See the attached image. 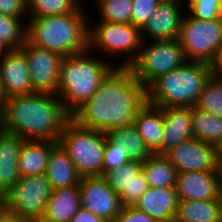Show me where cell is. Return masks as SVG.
<instances>
[{"mask_svg": "<svg viewBox=\"0 0 222 222\" xmlns=\"http://www.w3.org/2000/svg\"><path fill=\"white\" fill-rule=\"evenodd\" d=\"M164 156L176 168L177 173L216 171L218 166L215 146L193 137L170 149Z\"/></svg>", "mask_w": 222, "mask_h": 222, "instance_id": "cell-13", "label": "cell"}, {"mask_svg": "<svg viewBox=\"0 0 222 222\" xmlns=\"http://www.w3.org/2000/svg\"><path fill=\"white\" fill-rule=\"evenodd\" d=\"M10 51L11 49L0 40V62L2 61L3 57Z\"/></svg>", "mask_w": 222, "mask_h": 222, "instance_id": "cell-44", "label": "cell"}, {"mask_svg": "<svg viewBox=\"0 0 222 222\" xmlns=\"http://www.w3.org/2000/svg\"><path fill=\"white\" fill-rule=\"evenodd\" d=\"M215 151L218 162H222V138L215 145Z\"/></svg>", "mask_w": 222, "mask_h": 222, "instance_id": "cell-43", "label": "cell"}, {"mask_svg": "<svg viewBox=\"0 0 222 222\" xmlns=\"http://www.w3.org/2000/svg\"><path fill=\"white\" fill-rule=\"evenodd\" d=\"M161 0H133L132 25L142 29Z\"/></svg>", "mask_w": 222, "mask_h": 222, "instance_id": "cell-35", "label": "cell"}, {"mask_svg": "<svg viewBox=\"0 0 222 222\" xmlns=\"http://www.w3.org/2000/svg\"><path fill=\"white\" fill-rule=\"evenodd\" d=\"M210 66L212 76L222 79V47L218 50L216 57Z\"/></svg>", "mask_w": 222, "mask_h": 222, "instance_id": "cell-40", "label": "cell"}, {"mask_svg": "<svg viewBox=\"0 0 222 222\" xmlns=\"http://www.w3.org/2000/svg\"><path fill=\"white\" fill-rule=\"evenodd\" d=\"M192 135L215 146L222 138V118L191 107Z\"/></svg>", "mask_w": 222, "mask_h": 222, "instance_id": "cell-27", "label": "cell"}, {"mask_svg": "<svg viewBox=\"0 0 222 222\" xmlns=\"http://www.w3.org/2000/svg\"><path fill=\"white\" fill-rule=\"evenodd\" d=\"M83 6L59 16L27 17V40L63 57L86 52L91 18Z\"/></svg>", "mask_w": 222, "mask_h": 222, "instance_id": "cell-3", "label": "cell"}, {"mask_svg": "<svg viewBox=\"0 0 222 222\" xmlns=\"http://www.w3.org/2000/svg\"><path fill=\"white\" fill-rule=\"evenodd\" d=\"M216 171L218 175L219 197L222 199V162H218Z\"/></svg>", "mask_w": 222, "mask_h": 222, "instance_id": "cell-42", "label": "cell"}, {"mask_svg": "<svg viewBox=\"0 0 222 222\" xmlns=\"http://www.w3.org/2000/svg\"><path fill=\"white\" fill-rule=\"evenodd\" d=\"M179 201L176 187H149L133 207L156 222H174Z\"/></svg>", "mask_w": 222, "mask_h": 222, "instance_id": "cell-17", "label": "cell"}, {"mask_svg": "<svg viewBox=\"0 0 222 222\" xmlns=\"http://www.w3.org/2000/svg\"><path fill=\"white\" fill-rule=\"evenodd\" d=\"M142 169V163L129 160L124 165L106 172L103 177L116 194L130 193V183L135 174Z\"/></svg>", "mask_w": 222, "mask_h": 222, "instance_id": "cell-31", "label": "cell"}, {"mask_svg": "<svg viewBox=\"0 0 222 222\" xmlns=\"http://www.w3.org/2000/svg\"><path fill=\"white\" fill-rule=\"evenodd\" d=\"M195 107L213 116L222 118V79L211 75Z\"/></svg>", "mask_w": 222, "mask_h": 222, "instance_id": "cell-30", "label": "cell"}, {"mask_svg": "<svg viewBox=\"0 0 222 222\" xmlns=\"http://www.w3.org/2000/svg\"><path fill=\"white\" fill-rule=\"evenodd\" d=\"M186 62L178 39L146 42L143 40L135 61L128 69L135 79L147 88L155 79L183 66Z\"/></svg>", "mask_w": 222, "mask_h": 222, "instance_id": "cell-8", "label": "cell"}, {"mask_svg": "<svg viewBox=\"0 0 222 222\" xmlns=\"http://www.w3.org/2000/svg\"><path fill=\"white\" fill-rule=\"evenodd\" d=\"M174 222H222V199L180 200Z\"/></svg>", "mask_w": 222, "mask_h": 222, "instance_id": "cell-24", "label": "cell"}, {"mask_svg": "<svg viewBox=\"0 0 222 222\" xmlns=\"http://www.w3.org/2000/svg\"><path fill=\"white\" fill-rule=\"evenodd\" d=\"M188 14L197 19L211 21L222 17V0H186Z\"/></svg>", "mask_w": 222, "mask_h": 222, "instance_id": "cell-33", "label": "cell"}, {"mask_svg": "<svg viewBox=\"0 0 222 222\" xmlns=\"http://www.w3.org/2000/svg\"><path fill=\"white\" fill-rule=\"evenodd\" d=\"M80 208L79 185L53 189L38 222H70Z\"/></svg>", "mask_w": 222, "mask_h": 222, "instance_id": "cell-20", "label": "cell"}, {"mask_svg": "<svg viewBox=\"0 0 222 222\" xmlns=\"http://www.w3.org/2000/svg\"><path fill=\"white\" fill-rule=\"evenodd\" d=\"M113 222H156L148 214L137 210L133 206H123Z\"/></svg>", "mask_w": 222, "mask_h": 222, "instance_id": "cell-38", "label": "cell"}, {"mask_svg": "<svg viewBox=\"0 0 222 222\" xmlns=\"http://www.w3.org/2000/svg\"><path fill=\"white\" fill-rule=\"evenodd\" d=\"M184 16L178 41L185 58L211 64L222 47V17L204 21L187 13Z\"/></svg>", "mask_w": 222, "mask_h": 222, "instance_id": "cell-9", "label": "cell"}, {"mask_svg": "<svg viewBox=\"0 0 222 222\" xmlns=\"http://www.w3.org/2000/svg\"><path fill=\"white\" fill-rule=\"evenodd\" d=\"M94 1H95V3H98L97 5H99L100 3H102V2H104L106 0H94Z\"/></svg>", "mask_w": 222, "mask_h": 222, "instance_id": "cell-47", "label": "cell"}, {"mask_svg": "<svg viewBox=\"0 0 222 222\" xmlns=\"http://www.w3.org/2000/svg\"><path fill=\"white\" fill-rule=\"evenodd\" d=\"M103 59L93 57L89 49L63 58L56 95L70 115L93 96L116 68V64Z\"/></svg>", "mask_w": 222, "mask_h": 222, "instance_id": "cell-4", "label": "cell"}, {"mask_svg": "<svg viewBox=\"0 0 222 222\" xmlns=\"http://www.w3.org/2000/svg\"><path fill=\"white\" fill-rule=\"evenodd\" d=\"M0 14L22 18L28 16L27 0H0Z\"/></svg>", "mask_w": 222, "mask_h": 222, "instance_id": "cell-37", "label": "cell"}, {"mask_svg": "<svg viewBox=\"0 0 222 222\" xmlns=\"http://www.w3.org/2000/svg\"><path fill=\"white\" fill-rule=\"evenodd\" d=\"M0 222H27V221L19 217L14 212L9 211L7 208H4L0 212Z\"/></svg>", "mask_w": 222, "mask_h": 222, "instance_id": "cell-41", "label": "cell"}, {"mask_svg": "<svg viewBox=\"0 0 222 222\" xmlns=\"http://www.w3.org/2000/svg\"><path fill=\"white\" fill-rule=\"evenodd\" d=\"M176 190L179 200L206 201L221 199L217 171H189L177 173Z\"/></svg>", "mask_w": 222, "mask_h": 222, "instance_id": "cell-16", "label": "cell"}, {"mask_svg": "<svg viewBox=\"0 0 222 222\" xmlns=\"http://www.w3.org/2000/svg\"><path fill=\"white\" fill-rule=\"evenodd\" d=\"M211 75L210 64L187 61L146 88L147 102L158 107H194Z\"/></svg>", "mask_w": 222, "mask_h": 222, "instance_id": "cell-5", "label": "cell"}, {"mask_svg": "<svg viewBox=\"0 0 222 222\" xmlns=\"http://www.w3.org/2000/svg\"><path fill=\"white\" fill-rule=\"evenodd\" d=\"M0 89L4 99L34 93L28 61L21 50H11L0 62Z\"/></svg>", "mask_w": 222, "mask_h": 222, "instance_id": "cell-15", "label": "cell"}, {"mask_svg": "<svg viewBox=\"0 0 222 222\" xmlns=\"http://www.w3.org/2000/svg\"><path fill=\"white\" fill-rule=\"evenodd\" d=\"M3 104H4V98H3V95H2L1 89H0V116H1L2 111H3Z\"/></svg>", "mask_w": 222, "mask_h": 222, "instance_id": "cell-45", "label": "cell"}, {"mask_svg": "<svg viewBox=\"0 0 222 222\" xmlns=\"http://www.w3.org/2000/svg\"><path fill=\"white\" fill-rule=\"evenodd\" d=\"M28 17L59 16L75 12L81 0H27Z\"/></svg>", "mask_w": 222, "mask_h": 222, "instance_id": "cell-28", "label": "cell"}, {"mask_svg": "<svg viewBox=\"0 0 222 222\" xmlns=\"http://www.w3.org/2000/svg\"><path fill=\"white\" fill-rule=\"evenodd\" d=\"M164 121L161 155L193 137L191 107H160Z\"/></svg>", "mask_w": 222, "mask_h": 222, "instance_id": "cell-18", "label": "cell"}, {"mask_svg": "<svg viewBox=\"0 0 222 222\" xmlns=\"http://www.w3.org/2000/svg\"><path fill=\"white\" fill-rule=\"evenodd\" d=\"M28 61L34 92L57 94L63 56L31 44L28 40L20 49Z\"/></svg>", "mask_w": 222, "mask_h": 222, "instance_id": "cell-11", "label": "cell"}, {"mask_svg": "<svg viewBox=\"0 0 222 222\" xmlns=\"http://www.w3.org/2000/svg\"><path fill=\"white\" fill-rule=\"evenodd\" d=\"M81 207L113 222L123 205L120 196L107 184L103 176H83L79 182Z\"/></svg>", "mask_w": 222, "mask_h": 222, "instance_id": "cell-12", "label": "cell"}, {"mask_svg": "<svg viewBox=\"0 0 222 222\" xmlns=\"http://www.w3.org/2000/svg\"><path fill=\"white\" fill-rule=\"evenodd\" d=\"M5 208L2 198H0V212Z\"/></svg>", "mask_w": 222, "mask_h": 222, "instance_id": "cell-46", "label": "cell"}, {"mask_svg": "<svg viewBox=\"0 0 222 222\" xmlns=\"http://www.w3.org/2000/svg\"><path fill=\"white\" fill-rule=\"evenodd\" d=\"M146 102V87L128 68H115L93 96L71 114V120L84 128L107 133L133 125L136 113Z\"/></svg>", "mask_w": 222, "mask_h": 222, "instance_id": "cell-1", "label": "cell"}, {"mask_svg": "<svg viewBox=\"0 0 222 222\" xmlns=\"http://www.w3.org/2000/svg\"><path fill=\"white\" fill-rule=\"evenodd\" d=\"M70 222H107V221L81 207Z\"/></svg>", "mask_w": 222, "mask_h": 222, "instance_id": "cell-39", "label": "cell"}, {"mask_svg": "<svg viewBox=\"0 0 222 222\" xmlns=\"http://www.w3.org/2000/svg\"><path fill=\"white\" fill-rule=\"evenodd\" d=\"M127 151L122 149L119 145L113 143L106 134V146L103 155L102 176L117 167L124 165L129 161Z\"/></svg>", "mask_w": 222, "mask_h": 222, "instance_id": "cell-34", "label": "cell"}, {"mask_svg": "<svg viewBox=\"0 0 222 222\" xmlns=\"http://www.w3.org/2000/svg\"><path fill=\"white\" fill-rule=\"evenodd\" d=\"M133 0H106L97 8L100 21L109 23L132 24Z\"/></svg>", "mask_w": 222, "mask_h": 222, "instance_id": "cell-32", "label": "cell"}, {"mask_svg": "<svg viewBox=\"0 0 222 222\" xmlns=\"http://www.w3.org/2000/svg\"><path fill=\"white\" fill-rule=\"evenodd\" d=\"M106 134L113 143L127 151L130 160L143 163L153 154L133 125L116 127Z\"/></svg>", "mask_w": 222, "mask_h": 222, "instance_id": "cell-25", "label": "cell"}, {"mask_svg": "<svg viewBox=\"0 0 222 222\" xmlns=\"http://www.w3.org/2000/svg\"><path fill=\"white\" fill-rule=\"evenodd\" d=\"M57 143L71 159L81 177L102 176L105 132L84 128L70 119Z\"/></svg>", "mask_w": 222, "mask_h": 222, "instance_id": "cell-6", "label": "cell"}, {"mask_svg": "<svg viewBox=\"0 0 222 222\" xmlns=\"http://www.w3.org/2000/svg\"><path fill=\"white\" fill-rule=\"evenodd\" d=\"M70 119L57 95L34 92L4 99L0 129L24 140L57 142Z\"/></svg>", "mask_w": 222, "mask_h": 222, "instance_id": "cell-2", "label": "cell"}, {"mask_svg": "<svg viewBox=\"0 0 222 222\" xmlns=\"http://www.w3.org/2000/svg\"><path fill=\"white\" fill-rule=\"evenodd\" d=\"M149 188L145 174L141 169L135 174L130 183V193H120L123 206H133L142 194Z\"/></svg>", "mask_w": 222, "mask_h": 222, "instance_id": "cell-36", "label": "cell"}, {"mask_svg": "<svg viewBox=\"0 0 222 222\" xmlns=\"http://www.w3.org/2000/svg\"><path fill=\"white\" fill-rule=\"evenodd\" d=\"M45 175L52 189L77 186L81 179L75 165L59 145L51 151Z\"/></svg>", "mask_w": 222, "mask_h": 222, "instance_id": "cell-23", "label": "cell"}, {"mask_svg": "<svg viewBox=\"0 0 222 222\" xmlns=\"http://www.w3.org/2000/svg\"><path fill=\"white\" fill-rule=\"evenodd\" d=\"M21 19L0 14V40L11 50H20L27 40V25Z\"/></svg>", "mask_w": 222, "mask_h": 222, "instance_id": "cell-29", "label": "cell"}, {"mask_svg": "<svg viewBox=\"0 0 222 222\" xmlns=\"http://www.w3.org/2000/svg\"><path fill=\"white\" fill-rule=\"evenodd\" d=\"M184 3H183V2ZM181 4V5H180ZM185 0H161L146 25L141 29L142 40L178 39L181 23L182 5Z\"/></svg>", "mask_w": 222, "mask_h": 222, "instance_id": "cell-14", "label": "cell"}, {"mask_svg": "<svg viewBox=\"0 0 222 222\" xmlns=\"http://www.w3.org/2000/svg\"><path fill=\"white\" fill-rule=\"evenodd\" d=\"M98 21L93 27L89 22L88 49L93 53L94 50L98 51V55L102 51L111 58L123 55L126 57L125 60L119 62L116 68H128L135 61L141 48V29L132 24Z\"/></svg>", "mask_w": 222, "mask_h": 222, "instance_id": "cell-7", "label": "cell"}, {"mask_svg": "<svg viewBox=\"0 0 222 222\" xmlns=\"http://www.w3.org/2000/svg\"><path fill=\"white\" fill-rule=\"evenodd\" d=\"M45 174L21 177L2 198L5 208L27 222H38L52 193Z\"/></svg>", "mask_w": 222, "mask_h": 222, "instance_id": "cell-10", "label": "cell"}, {"mask_svg": "<svg viewBox=\"0 0 222 222\" xmlns=\"http://www.w3.org/2000/svg\"><path fill=\"white\" fill-rule=\"evenodd\" d=\"M142 170L149 187L164 188L176 186V168L164 155L152 154L142 163Z\"/></svg>", "mask_w": 222, "mask_h": 222, "instance_id": "cell-26", "label": "cell"}, {"mask_svg": "<svg viewBox=\"0 0 222 222\" xmlns=\"http://www.w3.org/2000/svg\"><path fill=\"white\" fill-rule=\"evenodd\" d=\"M57 145L54 141L25 140L18 158L20 176L45 174L51 151Z\"/></svg>", "mask_w": 222, "mask_h": 222, "instance_id": "cell-21", "label": "cell"}, {"mask_svg": "<svg viewBox=\"0 0 222 222\" xmlns=\"http://www.w3.org/2000/svg\"><path fill=\"white\" fill-rule=\"evenodd\" d=\"M25 140L0 129V198L21 178L18 158Z\"/></svg>", "mask_w": 222, "mask_h": 222, "instance_id": "cell-19", "label": "cell"}, {"mask_svg": "<svg viewBox=\"0 0 222 222\" xmlns=\"http://www.w3.org/2000/svg\"><path fill=\"white\" fill-rule=\"evenodd\" d=\"M133 126L138 130L146 146L153 154L161 155V142L163 132L162 110L146 102L136 113Z\"/></svg>", "mask_w": 222, "mask_h": 222, "instance_id": "cell-22", "label": "cell"}]
</instances>
